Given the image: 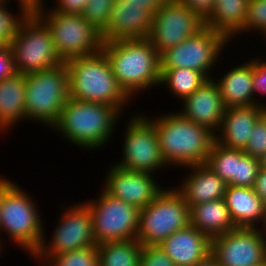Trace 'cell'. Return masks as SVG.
<instances>
[{
	"label": "cell",
	"instance_id": "1",
	"mask_svg": "<svg viewBox=\"0 0 266 266\" xmlns=\"http://www.w3.org/2000/svg\"><path fill=\"white\" fill-rule=\"evenodd\" d=\"M143 114L156 128L161 155L169 168L206 163L216 141L213 131L184 118L177 111L163 112L157 117Z\"/></svg>",
	"mask_w": 266,
	"mask_h": 266
},
{
	"label": "cell",
	"instance_id": "2",
	"mask_svg": "<svg viewBox=\"0 0 266 266\" xmlns=\"http://www.w3.org/2000/svg\"><path fill=\"white\" fill-rule=\"evenodd\" d=\"M123 114L106 104L68 98L58 122L50 129L81 150H97L114 139Z\"/></svg>",
	"mask_w": 266,
	"mask_h": 266
},
{
	"label": "cell",
	"instance_id": "3",
	"mask_svg": "<svg viewBox=\"0 0 266 266\" xmlns=\"http://www.w3.org/2000/svg\"><path fill=\"white\" fill-rule=\"evenodd\" d=\"M102 51L120 87L133 101L142 91L159 88L160 54L147 38L103 42Z\"/></svg>",
	"mask_w": 266,
	"mask_h": 266
},
{
	"label": "cell",
	"instance_id": "4",
	"mask_svg": "<svg viewBox=\"0 0 266 266\" xmlns=\"http://www.w3.org/2000/svg\"><path fill=\"white\" fill-rule=\"evenodd\" d=\"M65 64L69 76L70 98L116 107L122 114L131 105L132 99L120 87L102 50L69 59Z\"/></svg>",
	"mask_w": 266,
	"mask_h": 266
},
{
	"label": "cell",
	"instance_id": "5",
	"mask_svg": "<svg viewBox=\"0 0 266 266\" xmlns=\"http://www.w3.org/2000/svg\"><path fill=\"white\" fill-rule=\"evenodd\" d=\"M13 182L3 193L0 203V236L2 231L28 256L40 248L45 229L37 203L29 193ZM43 222V223H42Z\"/></svg>",
	"mask_w": 266,
	"mask_h": 266
},
{
	"label": "cell",
	"instance_id": "6",
	"mask_svg": "<svg viewBox=\"0 0 266 266\" xmlns=\"http://www.w3.org/2000/svg\"><path fill=\"white\" fill-rule=\"evenodd\" d=\"M69 98V76L65 63L26 74V121L52 128Z\"/></svg>",
	"mask_w": 266,
	"mask_h": 266
},
{
	"label": "cell",
	"instance_id": "7",
	"mask_svg": "<svg viewBox=\"0 0 266 266\" xmlns=\"http://www.w3.org/2000/svg\"><path fill=\"white\" fill-rule=\"evenodd\" d=\"M190 225V207L182 193L164 188L149 205L140 209L136 240L142 245H159L175 231Z\"/></svg>",
	"mask_w": 266,
	"mask_h": 266
},
{
	"label": "cell",
	"instance_id": "8",
	"mask_svg": "<svg viewBox=\"0 0 266 266\" xmlns=\"http://www.w3.org/2000/svg\"><path fill=\"white\" fill-rule=\"evenodd\" d=\"M16 73L39 72L65 63L58 54L50 29L37 15H28L9 43Z\"/></svg>",
	"mask_w": 266,
	"mask_h": 266
},
{
	"label": "cell",
	"instance_id": "9",
	"mask_svg": "<svg viewBox=\"0 0 266 266\" xmlns=\"http://www.w3.org/2000/svg\"><path fill=\"white\" fill-rule=\"evenodd\" d=\"M65 207L60 209L61 214L59 213V220H56V228L52 230L50 240L44 233L42 244L32 257V261L39 263L37 266H43L54 255L97 246L93 234L92 217L84 200Z\"/></svg>",
	"mask_w": 266,
	"mask_h": 266
},
{
	"label": "cell",
	"instance_id": "10",
	"mask_svg": "<svg viewBox=\"0 0 266 266\" xmlns=\"http://www.w3.org/2000/svg\"><path fill=\"white\" fill-rule=\"evenodd\" d=\"M37 16L50 29L56 50L64 62L102 50L101 33L81 14H64L46 8Z\"/></svg>",
	"mask_w": 266,
	"mask_h": 266
},
{
	"label": "cell",
	"instance_id": "11",
	"mask_svg": "<svg viewBox=\"0 0 266 266\" xmlns=\"http://www.w3.org/2000/svg\"><path fill=\"white\" fill-rule=\"evenodd\" d=\"M128 118L122 135V159L113 164L126 170L156 176L157 171L160 173L168 168L161 155L156 128L143 112L133 113Z\"/></svg>",
	"mask_w": 266,
	"mask_h": 266
},
{
	"label": "cell",
	"instance_id": "12",
	"mask_svg": "<svg viewBox=\"0 0 266 266\" xmlns=\"http://www.w3.org/2000/svg\"><path fill=\"white\" fill-rule=\"evenodd\" d=\"M230 42L224 34L205 26L196 35L163 52L161 69L189 68L201 72L207 79L213 78L211 72Z\"/></svg>",
	"mask_w": 266,
	"mask_h": 266
},
{
	"label": "cell",
	"instance_id": "13",
	"mask_svg": "<svg viewBox=\"0 0 266 266\" xmlns=\"http://www.w3.org/2000/svg\"><path fill=\"white\" fill-rule=\"evenodd\" d=\"M101 191L98 197L84 201L92 217L96 244L136 239L140 209Z\"/></svg>",
	"mask_w": 266,
	"mask_h": 266
},
{
	"label": "cell",
	"instance_id": "14",
	"mask_svg": "<svg viewBox=\"0 0 266 266\" xmlns=\"http://www.w3.org/2000/svg\"><path fill=\"white\" fill-rule=\"evenodd\" d=\"M205 27V20L180 0H167L153 13L148 40L161 55Z\"/></svg>",
	"mask_w": 266,
	"mask_h": 266
},
{
	"label": "cell",
	"instance_id": "15",
	"mask_svg": "<svg viewBox=\"0 0 266 266\" xmlns=\"http://www.w3.org/2000/svg\"><path fill=\"white\" fill-rule=\"evenodd\" d=\"M219 266H256L266 262V235L260 228L237 227L211 239Z\"/></svg>",
	"mask_w": 266,
	"mask_h": 266
},
{
	"label": "cell",
	"instance_id": "16",
	"mask_svg": "<svg viewBox=\"0 0 266 266\" xmlns=\"http://www.w3.org/2000/svg\"><path fill=\"white\" fill-rule=\"evenodd\" d=\"M110 165L101 189L139 209L149 205L164 189L154 178L155 174L126 170L112 163Z\"/></svg>",
	"mask_w": 266,
	"mask_h": 266
},
{
	"label": "cell",
	"instance_id": "17",
	"mask_svg": "<svg viewBox=\"0 0 266 266\" xmlns=\"http://www.w3.org/2000/svg\"><path fill=\"white\" fill-rule=\"evenodd\" d=\"M183 102V103H182ZM183 108L178 112L197 125L218 132L226 110L217 82L208 78L189 97L180 103Z\"/></svg>",
	"mask_w": 266,
	"mask_h": 266
},
{
	"label": "cell",
	"instance_id": "18",
	"mask_svg": "<svg viewBox=\"0 0 266 266\" xmlns=\"http://www.w3.org/2000/svg\"><path fill=\"white\" fill-rule=\"evenodd\" d=\"M153 13L140 4L116 0L107 25V41L146 39L151 32Z\"/></svg>",
	"mask_w": 266,
	"mask_h": 266
},
{
	"label": "cell",
	"instance_id": "19",
	"mask_svg": "<svg viewBox=\"0 0 266 266\" xmlns=\"http://www.w3.org/2000/svg\"><path fill=\"white\" fill-rule=\"evenodd\" d=\"M265 112L262 105L226 108L216 142L230 149L244 150L257 120Z\"/></svg>",
	"mask_w": 266,
	"mask_h": 266
},
{
	"label": "cell",
	"instance_id": "20",
	"mask_svg": "<svg viewBox=\"0 0 266 266\" xmlns=\"http://www.w3.org/2000/svg\"><path fill=\"white\" fill-rule=\"evenodd\" d=\"M159 245L175 266H195L211 253V239L191 225L175 231Z\"/></svg>",
	"mask_w": 266,
	"mask_h": 266
},
{
	"label": "cell",
	"instance_id": "21",
	"mask_svg": "<svg viewBox=\"0 0 266 266\" xmlns=\"http://www.w3.org/2000/svg\"><path fill=\"white\" fill-rule=\"evenodd\" d=\"M185 170L187 175L183 176V180L179 181L181 184L176 187L189 207L224 198L228 184L206 163L187 166Z\"/></svg>",
	"mask_w": 266,
	"mask_h": 266
},
{
	"label": "cell",
	"instance_id": "22",
	"mask_svg": "<svg viewBox=\"0 0 266 266\" xmlns=\"http://www.w3.org/2000/svg\"><path fill=\"white\" fill-rule=\"evenodd\" d=\"M223 76L213 75L226 108L255 105L253 92V57L235 64ZM217 76V79H216Z\"/></svg>",
	"mask_w": 266,
	"mask_h": 266
},
{
	"label": "cell",
	"instance_id": "23",
	"mask_svg": "<svg viewBox=\"0 0 266 266\" xmlns=\"http://www.w3.org/2000/svg\"><path fill=\"white\" fill-rule=\"evenodd\" d=\"M224 200L237 227H261L266 204L256 194L253 187L228 185Z\"/></svg>",
	"mask_w": 266,
	"mask_h": 266
},
{
	"label": "cell",
	"instance_id": "24",
	"mask_svg": "<svg viewBox=\"0 0 266 266\" xmlns=\"http://www.w3.org/2000/svg\"><path fill=\"white\" fill-rule=\"evenodd\" d=\"M25 101L26 74L15 73L0 80V134L26 121Z\"/></svg>",
	"mask_w": 266,
	"mask_h": 266
},
{
	"label": "cell",
	"instance_id": "25",
	"mask_svg": "<svg viewBox=\"0 0 266 266\" xmlns=\"http://www.w3.org/2000/svg\"><path fill=\"white\" fill-rule=\"evenodd\" d=\"M190 225L210 239L237 228L224 198L191 206Z\"/></svg>",
	"mask_w": 266,
	"mask_h": 266
},
{
	"label": "cell",
	"instance_id": "26",
	"mask_svg": "<svg viewBox=\"0 0 266 266\" xmlns=\"http://www.w3.org/2000/svg\"><path fill=\"white\" fill-rule=\"evenodd\" d=\"M248 0H216L205 20V26L224 34L231 42L243 29L247 18Z\"/></svg>",
	"mask_w": 266,
	"mask_h": 266
},
{
	"label": "cell",
	"instance_id": "27",
	"mask_svg": "<svg viewBox=\"0 0 266 266\" xmlns=\"http://www.w3.org/2000/svg\"><path fill=\"white\" fill-rule=\"evenodd\" d=\"M99 266H140L142 245L136 239L97 245Z\"/></svg>",
	"mask_w": 266,
	"mask_h": 266
},
{
	"label": "cell",
	"instance_id": "28",
	"mask_svg": "<svg viewBox=\"0 0 266 266\" xmlns=\"http://www.w3.org/2000/svg\"><path fill=\"white\" fill-rule=\"evenodd\" d=\"M206 77L201 73L189 68L161 69L160 86H165L168 93L183 101L197 90L205 81Z\"/></svg>",
	"mask_w": 266,
	"mask_h": 266
},
{
	"label": "cell",
	"instance_id": "29",
	"mask_svg": "<svg viewBox=\"0 0 266 266\" xmlns=\"http://www.w3.org/2000/svg\"><path fill=\"white\" fill-rule=\"evenodd\" d=\"M239 162V149L224 147L218 142H214L206 164L219 178L228 185L237 187V169Z\"/></svg>",
	"mask_w": 266,
	"mask_h": 266
},
{
	"label": "cell",
	"instance_id": "30",
	"mask_svg": "<svg viewBox=\"0 0 266 266\" xmlns=\"http://www.w3.org/2000/svg\"><path fill=\"white\" fill-rule=\"evenodd\" d=\"M43 266H99L97 246H88L52 256Z\"/></svg>",
	"mask_w": 266,
	"mask_h": 266
},
{
	"label": "cell",
	"instance_id": "31",
	"mask_svg": "<svg viewBox=\"0 0 266 266\" xmlns=\"http://www.w3.org/2000/svg\"><path fill=\"white\" fill-rule=\"evenodd\" d=\"M116 0H88L82 12L83 18L101 33L103 41L107 42V25L111 7Z\"/></svg>",
	"mask_w": 266,
	"mask_h": 266
},
{
	"label": "cell",
	"instance_id": "32",
	"mask_svg": "<svg viewBox=\"0 0 266 266\" xmlns=\"http://www.w3.org/2000/svg\"><path fill=\"white\" fill-rule=\"evenodd\" d=\"M256 31L263 36L266 33V0H248L247 18L243 29L235 36L250 35ZM262 33V34H261Z\"/></svg>",
	"mask_w": 266,
	"mask_h": 266
},
{
	"label": "cell",
	"instance_id": "33",
	"mask_svg": "<svg viewBox=\"0 0 266 266\" xmlns=\"http://www.w3.org/2000/svg\"><path fill=\"white\" fill-rule=\"evenodd\" d=\"M9 4H0V44L9 45L17 33L19 25L28 16L23 10L18 15L8 9Z\"/></svg>",
	"mask_w": 266,
	"mask_h": 266
},
{
	"label": "cell",
	"instance_id": "34",
	"mask_svg": "<svg viewBox=\"0 0 266 266\" xmlns=\"http://www.w3.org/2000/svg\"><path fill=\"white\" fill-rule=\"evenodd\" d=\"M261 168L260 159L245 154L239 149L237 187H253Z\"/></svg>",
	"mask_w": 266,
	"mask_h": 266
},
{
	"label": "cell",
	"instance_id": "35",
	"mask_svg": "<svg viewBox=\"0 0 266 266\" xmlns=\"http://www.w3.org/2000/svg\"><path fill=\"white\" fill-rule=\"evenodd\" d=\"M244 153L257 159L266 154V112L257 120Z\"/></svg>",
	"mask_w": 266,
	"mask_h": 266
},
{
	"label": "cell",
	"instance_id": "36",
	"mask_svg": "<svg viewBox=\"0 0 266 266\" xmlns=\"http://www.w3.org/2000/svg\"><path fill=\"white\" fill-rule=\"evenodd\" d=\"M264 56L265 60L259 55L257 57L254 56L255 58L253 57V92L255 95V105H262L266 108L265 101L260 97L266 96V57ZM258 96L260 97L259 99Z\"/></svg>",
	"mask_w": 266,
	"mask_h": 266
},
{
	"label": "cell",
	"instance_id": "37",
	"mask_svg": "<svg viewBox=\"0 0 266 266\" xmlns=\"http://www.w3.org/2000/svg\"><path fill=\"white\" fill-rule=\"evenodd\" d=\"M140 266H175L160 245L142 246Z\"/></svg>",
	"mask_w": 266,
	"mask_h": 266
},
{
	"label": "cell",
	"instance_id": "38",
	"mask_svg": "<svg viewBox=\"0 0 266 266\" xmlns=\"http://www.w3.org/2000/svg\"><path fill=\"white\" fill-rule=\"evenodd\" d=\"M16 73L12 52L9 45L0 44V80Z\"/></svg>",
	"mask_w": 266,
	"mask_h": 266
},
{
	"label": "cell",
	"instance_id": "39",
	"mask_svg": "<svg viewBox=\"0 0 266 266\" xmlns=\"http://www.w3.org/2000/svg\"><path fill=\"white\" fill-rule=\"evenodd\" d=\"M55 5L50 11L64 14H82L88 0H55Z\"/></svg>",
	"mask_w": 266,
	"mask_h": 266
},
{
	"label": "cell",
	"instance_id": "40",
	"mask_svg": "<svg viewBox=\"0 0 266 266\" xmlns=\"http://www.w3.org/2000/svg\"><path fill=\"white\" fill-rule=\"evenodd\" d=\"M202 19L206 20L215 7L216 0H180Z\"/></svg>",
	"mask_w": 266,
	"mask_h": 266
},
{
	"label": "cell",
	"instance_id": "41",
	"mask_svg": "<svg viewBox=\"0 0 266 266\" xmlns=\"http://www.w3.org/2000/svg\"><path fill=\"white\" fill-rule=\"evenodd\" d=\"M12 1V0H11ZM18 3L19 10H23L27 15H37L46 8L45 0H14Z\"/></svg>",
	"mask_w": 266,
	"mask_h": 266
},
{
	"label": "cell",
	"instance_id": "42",
	"mask_svg": "<svg viewBox=\"0 0 266 266\" xmlns=\"http://www.w3.org/2000/svg\"><path fill=\"white\" fill-rule=\"evenodd\" d=\"M253 189L266 204V169L260 168Z\"/></svg>",
	"mask_w": 266,
	"mask_h": 266
},
{
	"label": "cell",
	"instance_id": "43",
	"mask_svg": "<svg viewBox=\"0 0 266 266\" xmlns=\"http://www.w3.org/2000/svg\"><path fill=\"white\" fill-rule=\"evenodd\" d=\"M126 4H140L154 13L159 9L167 0H123Z\"/></svg>",
	"mask_w": 266,
	"mask_h": 266
},
{
	"label": "cell",
	"instance_id": "44",
	"mask_svg": "<svg viewBox=\"0 0 266 266\" xmlns=\"http://www.w3.org/2000/svg\"><path fill=\"white\" fill-rule=\"evenodd\" d=\"M14 181H11V179H7V177H5L4 175H0V203H1V200H2V196H3V193L4 191L13 183ZM1 239V238H0ZM3 241L0 240V247L1 249L3 250Z\"/></svg>",
	"mask_w": 266,
	"mask_h": 266
},
{
	"label": "cell",
	"instance_id": "45",
	"mask_svg": "<svg viewBox=\"0 0 266 266\" xmlns=\"http://www.w3.org/2000/svg\"><path fill=\"white\" fill-rule=\"evenodd\" d=\"M195 266H209V255Z\"/></svg>",
	"mask_w": 266,
	"mask_h": 266
},
{
	"label": "cell",
	"instance_id": "46",
	"mask_svg": "<svg viewBox=\"0 0 266 266\" xmlns=\"http://www.w3.org/2000/svg\"><path fill=\"white\" fill-rule=\"evenodd\" d=\"M209 266H219L216 259L211 254H209Z\"/></svg>",
	"mask_w": 266,
	"mask_h": 266
},
{
	"label": "cell",
	"instance_id": "47",
	"mask_svg": "<svg viewBox=\"0 0 266 266\" xmlns=\"http://www.w3.org/2000/svg\"><path fill=\"white\" fill-rule=\"evenodd\" d=\"M260 229L266 235V206H265V217H264V220H263V223H262Z\"/></svg>",
	"mask_w": 266,
	"mask_h": 266
},
{
	"label": "cell",
	"instance_id": "48",
	"mask_svg": "<svg viewBox=\"0 0 266 266\" xmlns=\"http://www.w3.org/2000/svg\"><path fill=\"white\" fill-rule=\"evenodd\" d=\"M261 168L266 169V154L260 159Z\"/></svg>",
	"mask_w": 266,
	"mask_h": 266
},
{
	"label": "cell",
	"instance_id": "49",
	"mask_svg": "<svg viewBox=\"0 0 266 266\" xmlns=\"http://www.w3.org/2000/svg\"><path fill=\"white\" fill-rule=\"evenodd\" d=\"M11 0H0V4H10L11 2H10Z\"/></svg>",
	"mask_w": 266,
	"mask_h": 266
},
{
	"label": "cell",
	"instance_id": "50",
	"mask_svg": "<svg viewBox=\"0 0 266 266\" xmlns=\"http://www.w3.org/2000/svg\"><path fill=\"white\" fill-rule=\"evenodd\" d=\"M256 266H266V262L262 263V264H258Z\"/></svg>",
	"mask_w": 266,
	"mask_h": 266
}]
</instances>
